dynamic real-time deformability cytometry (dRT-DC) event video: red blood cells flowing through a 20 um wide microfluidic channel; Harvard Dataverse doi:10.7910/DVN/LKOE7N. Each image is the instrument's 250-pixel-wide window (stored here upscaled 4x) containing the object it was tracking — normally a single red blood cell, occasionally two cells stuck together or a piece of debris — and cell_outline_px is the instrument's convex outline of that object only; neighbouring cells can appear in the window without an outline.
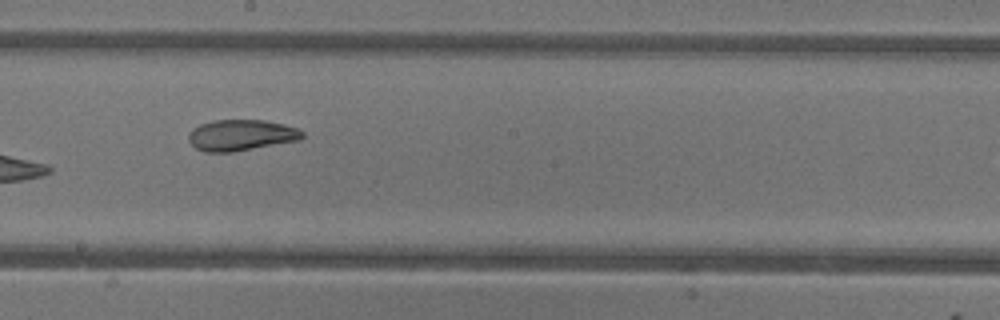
{"species": "common noctule bat (a hibernating species)", "species_latin": "Nyctalus noctula", "temperature_condition": "warm", "stored_images_in_passage": 9, "camera_frame_rate_fps": 3000, "um_per_image_px": 0.085, "animal": {"sex": "female"}, "frame": {"image": 1, "passage_image": 8, "time_ms": 8.667, "image_size_px": [1000, 320], "cell_outline_px": [[304, 136], [300, 140], [232, 152], [204, 152], [196, 148], [188, 140], [188, 136], [192, 128], [200, 124], [212, 120], [264, 120], [284, 124], [296, 128], [304, 132]], "centroid_in_image_um": [20.48, 11.48], "position_along_channel_um": 227.7, "area_um2": 20.63}}
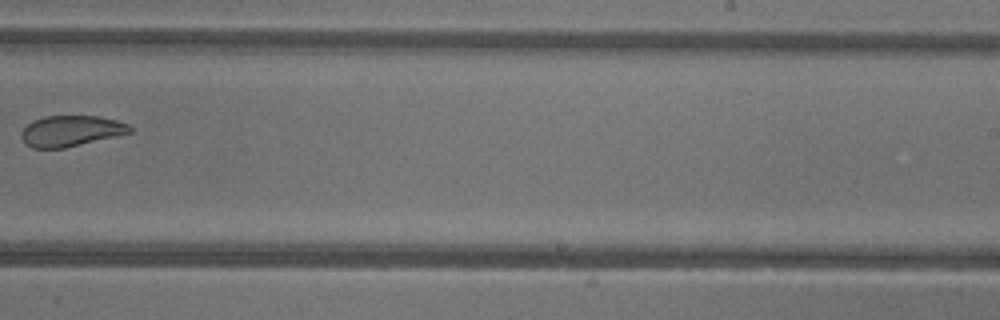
{"frame": {"image": 2, "passage_image": 9, "time_ms": 10.0, "image_size_px": [1000, 320], "cell_outline_px": [[132, 132], [64, 148], [32, 148], [24, 144], [20, 136], [20, 132], [32, 120], [44, 116], [100, 116], [116, 120], [128, 124], [132, 128]], "centroid_in_image_um": [5.98, 11.13], "position_along_channel_um": 283.0, "area_um2": 19.54}}